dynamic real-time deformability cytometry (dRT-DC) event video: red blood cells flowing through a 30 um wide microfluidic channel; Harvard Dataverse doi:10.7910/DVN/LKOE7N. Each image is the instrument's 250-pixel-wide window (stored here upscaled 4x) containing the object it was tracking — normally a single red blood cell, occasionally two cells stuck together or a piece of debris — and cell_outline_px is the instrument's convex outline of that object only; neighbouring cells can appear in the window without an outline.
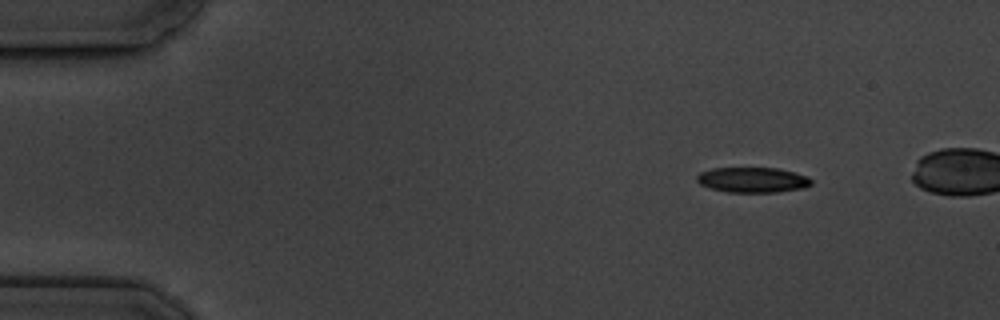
{"species": "common noctule bat (a hibernating species)", "species_latin": "Nyctalus noctula", "temperature_condition": "cold", "stored_images_in_passage": 5, "camera_frame_rate_fps": 3000, "um_per_image_px": 0.085, "animal": {"sex": "male", "body_mass_g": 19.5, "forearm_length_mm": 54.6}, "frame": {"image": 1, "passage_image": 1, "time_ms": 0.0, "image_size_px": [1000, 320], "cell_outline_px": [[812, 184], [804, 188], [776, 192], [728, 192], [712, 188], [700, 184], [696, 180], [696, 176], [700, 172], [712, 168], [776, 168], [792, 172], [804, 176], [812, 180]], "centroid_in_image_um": [63.94, 15.29], "position_along_channel_um": 21.1, "area_um2": 16.65}}